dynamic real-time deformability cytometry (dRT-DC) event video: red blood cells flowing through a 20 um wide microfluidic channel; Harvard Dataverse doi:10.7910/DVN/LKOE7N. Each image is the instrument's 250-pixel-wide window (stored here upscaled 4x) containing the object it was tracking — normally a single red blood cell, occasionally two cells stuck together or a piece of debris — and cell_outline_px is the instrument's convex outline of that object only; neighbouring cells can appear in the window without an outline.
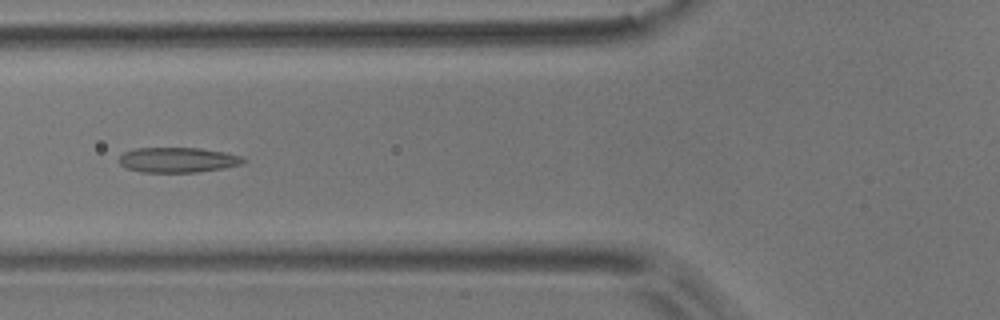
{"species": "common noctule bat (a hibernating species)", "species_latin": "Nyctalus noctula", "temperature_condition": "room temperature", "stored_images_in_passage": 47, "camera_frame_rate_fps": 3000, "um_per_image_px": 0.085, "animal": {"sex": "male", "body_mass_g": 17.9}, "frame": {"image": 1, "passage_image": 14, "time_ms": 4.333, "image_size_px": [1000, 320], "cell_outline_px": [[248, 160], [240, 164], [224, 168], [196, 172], [140, 172], [128, 168], [120, 164], [120, 156], [124, 152], [136, 148], [200, 148], [224, 152], [244, 156]], "centroid_in_image_um": [15.15, 13.59], "position_along_channel_um": 110.6, "area_um2": 18.15}, "authors_computed_cell_mechanics": {"area_um2": 18.0336, "velocity_mm_per_s": 3.7276, "shape_relaxation_time_tau1_ms": null, "shape_relaxation_time_tau2_ms": 3.8188, "deformation_change_tau1": null, "deformation_change_tau2": 0.1163}}